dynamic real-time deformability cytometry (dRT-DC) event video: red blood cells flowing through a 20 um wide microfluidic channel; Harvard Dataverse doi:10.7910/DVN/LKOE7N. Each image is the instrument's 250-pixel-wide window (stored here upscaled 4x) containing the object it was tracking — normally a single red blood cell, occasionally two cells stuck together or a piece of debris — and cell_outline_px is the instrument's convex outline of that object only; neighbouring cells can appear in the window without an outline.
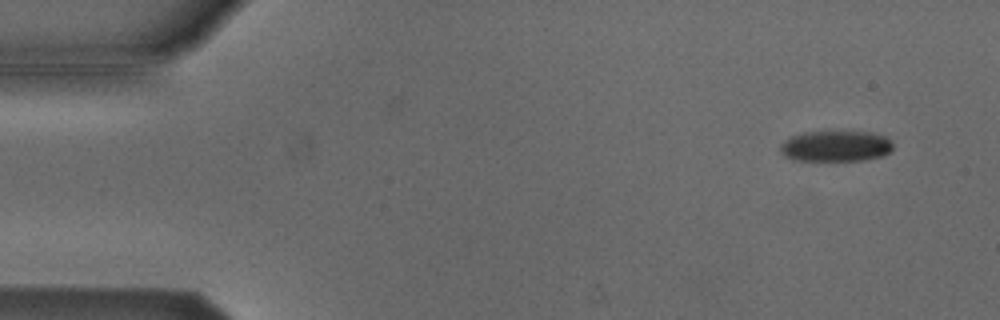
{"species": "Egyptian fruit bat (a non-hibernating species)", "species_latin": "Rousettus aegyptiacus", "temperature_condition": "cold", "stored_images_in_passage": 49, "camera_frame_rate_fps": 3000, "um_per_image_px": 0.085, "animal": {"sex": "male"}, "frame": {"image": 1, "passage_image": 3, "time_ms": 0.667, "image_size_px": [1000, 320], "cell_outline_px": [[892, 152], [884, 156], [864, 160], [792, 160], [784, 156], [780, 152], [780, 144], [784, 140], [792, 136], [804, 132], [872, 132], [884, 136], [892, 140]], "centroid_in_image_um": [71.05, 12.43], "position_along_channel_um": 13.9, "area_um2": 20.4}}
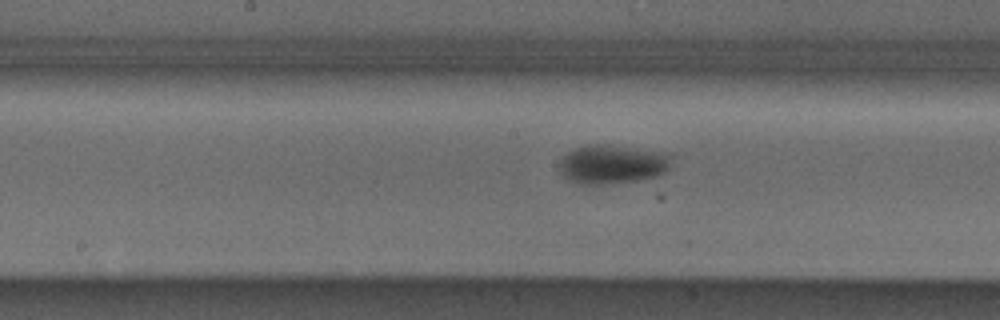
{"frame": {"image": 2, "passage_image": 26, "time_ms": 8.333, "image_size_px": [1000, 320], "cell_outline_px": [[676, 156], [668, 168], [664, 172], [656, 176], [636, 180], [600, 184], [580, 184], [568, 180], [560, 172], [560, 160], [568, 152], [576, 148], [588, 144], [600, 144], [672, 152]], "centroid_in_image_um": [52.11, 13.94], "position_along_channel_um": 196.1, "area_um2": 25.66}}
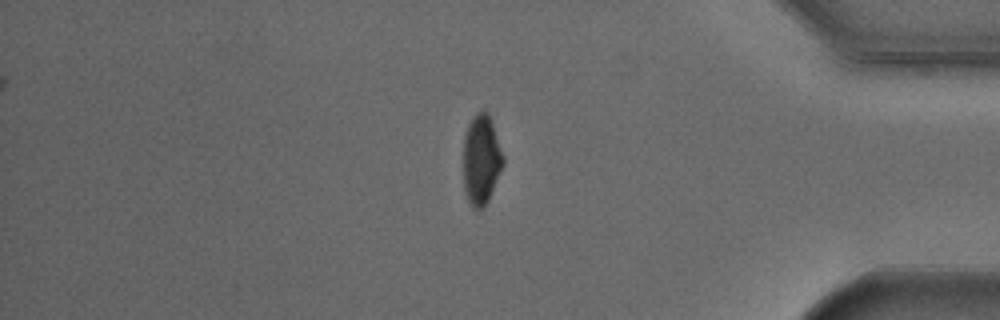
{"frame": {"image": 3, "passage_image": 44, "time_ms": 14.333, "image_size_px": [1000, 320], "cell_outline_px": [[504, 164], [488, 200], [484, 208], [480, 212], [472, 208], [468, 200], [464, 188], [464, 136], [468, 124], [472, 116], [476, 112], [484, 108], [488, 112], [504, 156]], "centroid_in_image_um": [40.91, 13.57], "position_along_channel_um": 394.3, "area_um2": 21.1}}